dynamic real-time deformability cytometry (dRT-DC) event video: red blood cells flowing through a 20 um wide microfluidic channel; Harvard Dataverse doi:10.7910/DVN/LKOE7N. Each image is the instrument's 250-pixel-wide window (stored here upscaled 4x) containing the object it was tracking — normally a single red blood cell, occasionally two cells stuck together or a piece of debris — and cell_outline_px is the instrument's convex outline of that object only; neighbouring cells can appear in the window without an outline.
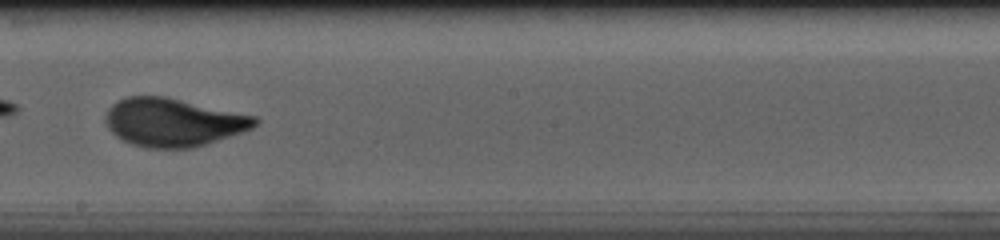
{"species": "human", "species_latin": "Homo sapiens", "temperature_condition": "cold", "stored_images_in_passage": 43, "camera_frame_rate_fps": 3000, "um_per_image_px": 0.085, "donor": {"sex": "male"}, "frame": {"image": 1, "passage_image": 25, "time_ms": 8.0, "image_size_px": [1000, 240], "cell_outline_px": [[260, 120], [252, 128], [244, 132], [192, 148], [144, 148], [132, 144], [116, 136], [108, 128], [104, 120], [108, 108], [112, 104], [128, 96], [164, 96], [256, 116]], "centroid_in_image_um": [14.72, 10.4], "position_along_channel_um": 233.5, "area_um2": 41.91}, "authors_computed_cell_mechanics": {"area_um2": 41.0958, "velocity_mm_per_s": 3.6516, "shape_relaxation_time_tau1_ms": 3.6385, "shape_relaxation_time_tau2_ms": null, "deformation_change_tau1": 0.1791, "deformation_change_tau2": null}}